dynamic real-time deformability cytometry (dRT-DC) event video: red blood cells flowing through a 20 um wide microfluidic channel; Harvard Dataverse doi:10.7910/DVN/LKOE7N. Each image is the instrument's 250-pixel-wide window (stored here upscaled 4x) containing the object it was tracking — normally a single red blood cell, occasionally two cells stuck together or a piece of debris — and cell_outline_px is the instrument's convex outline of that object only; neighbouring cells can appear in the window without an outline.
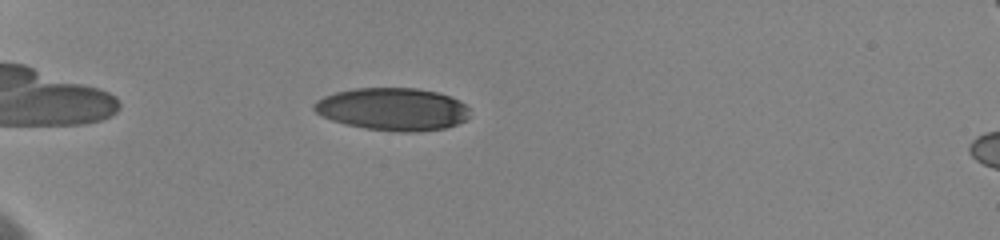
{"species": "human", "species_latin": "Homo sapiens", "temperature_condition": "cold", "stored_images_in_passage": 24, "camera_frame_rate_fps": 3000, "um_per_image_px": 0.085, "donor": {"sex": "female"}, "frame": {"image": 1, "passage_image": 4, "time_ms": 1.667, "image_size_px": [1000, 240], "cell_outline_px": [[468, 116], [464, 120], [456, 124], [444, 128], [420, 132], [400, 132], [368, 128], [344, 124], [332, 120], [316, 112], [312, 108], [312, 104], [316, 100], [324, 96], [336, 92], [356, 88], [416, 88], [436, 92], [460, 100], [468, 108]], "centroid_in_image_um": [33.36, 9.27], "position_along_channel_um": 51.6, "area_um2": 38.49}}